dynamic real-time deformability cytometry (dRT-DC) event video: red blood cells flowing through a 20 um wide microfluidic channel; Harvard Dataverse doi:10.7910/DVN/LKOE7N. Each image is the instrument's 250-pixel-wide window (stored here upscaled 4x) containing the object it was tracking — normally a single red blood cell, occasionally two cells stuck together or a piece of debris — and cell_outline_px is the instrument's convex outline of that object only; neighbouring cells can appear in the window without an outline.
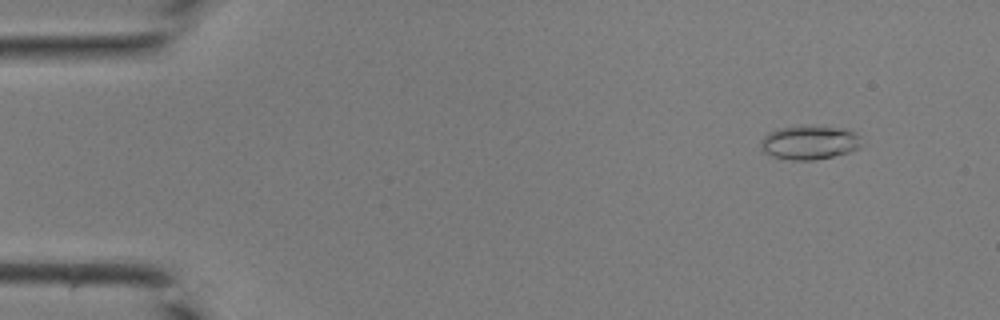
{"species": "common noctule bat (a hibernating species)", "species_latin": "Nyctalus noctula", "temperature_condition": "room temperature", "stored_images_in_passage": 43, "camera_frame_rate_fps": 3000, "um_per_image_px": 0.085, "animal": {"sex": "male", "body_mass_g": 19.0, "forearm_length_mm": 50.8}, "frame": {"image": 1, "passage_image": 5, "time_ms": 1.333, "image_size_px": [1000, 320], "cell_outline_px": [[868, 144], [860, 148], [848, 152], [816, 160], [792, 160], [772, 156], [764, 152], [760, 148], [760, 140], [768, 132], [780, 128], [800, 124], [848, 128], [856, 132]], "centroid_in_image_um": [68.88, 12.08], "position_along_channel_um": 16.1, "area_um2": 20.81}}
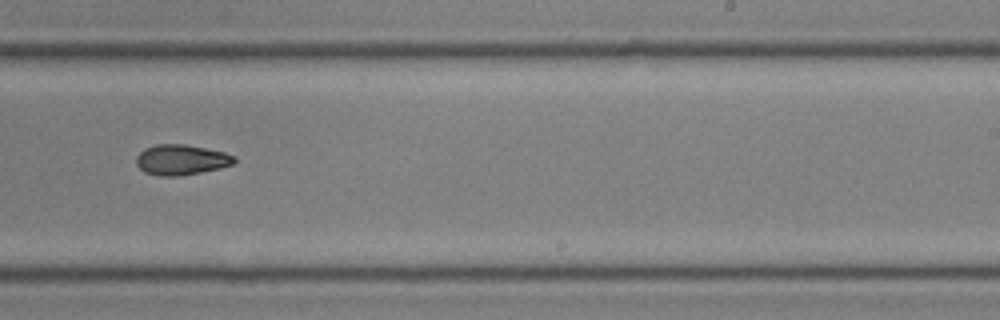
{"frame": {"image": 2, "passage_image": 28, "time_ms": 9.0, "image_size_px": [1000, 320], "cell_outline_px": [[236, 160], [232, 164], [220, 168], [200, 172], [176, 176], [160, 176], [144, 172], [136, 164], [136, 156], [144, 148], [156, 144], [184, 144], [224, 152], [236, 156]], "centroid_in_image_um": [15.38, 13.57], "position_along_channel_um": 273.6, "area_um2": 17.28}}
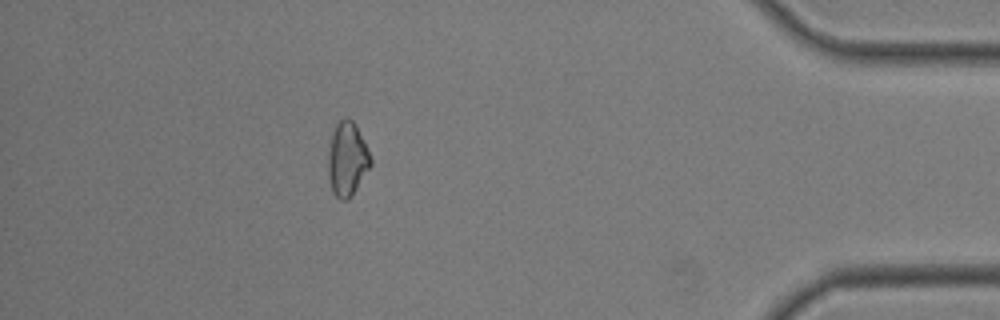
{"frame": {"image": 3, "passage_image": 39, "time_ms": 12.667, "image_size_px": [1000, 320], "cell_outline_px": [[372, 164], [348, 200], [340, 200], [332, 192], [328, 176], [328, 152], [332, 132], [336, 124], [344, 116], [352, 120], [356, 124], [372, 160]], "centroid_in_image_um": [29.49, 13.51], "position_along_channel_um": 405.7, "area_um2": 18.26}}